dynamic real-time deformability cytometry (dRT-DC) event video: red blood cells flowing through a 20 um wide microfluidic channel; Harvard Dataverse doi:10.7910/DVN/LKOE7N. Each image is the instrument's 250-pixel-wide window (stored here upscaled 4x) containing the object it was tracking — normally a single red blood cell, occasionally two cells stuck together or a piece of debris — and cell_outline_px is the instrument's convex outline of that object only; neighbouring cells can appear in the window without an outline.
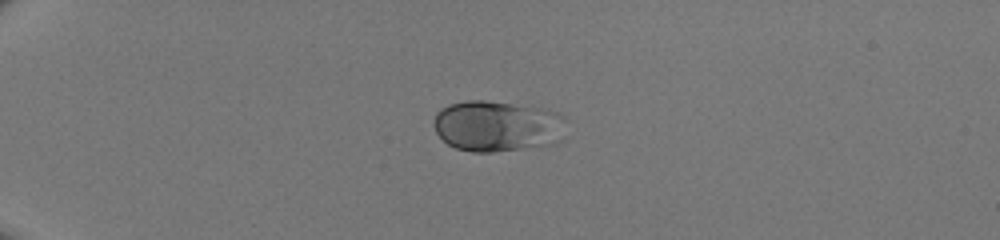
{"species": "human", "species_latin": "Homo sapiens", "temperature_condition": "room temperature", "stored_images_in_passage": 36, "camera_frame_rate_fps": 3000, "um_per_image_px": 0.085, "donor": {"sex": "male"}, "frame": {"image": 1, "passage_image": 1, "time_ms": 0.0, "image_size_px": [1000, 240], "cell_outline_px": [[564, 140], [556, 144], [492, 152], [472, 152], [456, 148], [448, 144], [436, 132], [432, 124], [432, 120], [436, 112], [440, 108], [448, 104], [468, 100], [484, 100], [544, 108], [560, 112]], "centroid_in_image_um": [42.24, 10.71], "position_along_channel_um": 42.8, "area_um2": 39.65}}
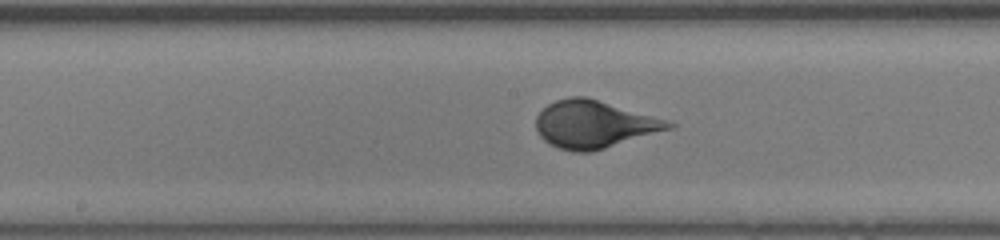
{"frame": {"image": 2, "passage_image": 16, "time_ms": 5.0, "image_size_px": [1000, 240], "cell_outline_px": [[676, 124], [672, 128], [592, 152], [572, 152], [548, 144], [540, 136], [536, 128], [536, 116], [548, 104], [556, 100], [568, 96], [584, 96], [652, 116]], "centroid_in_image_um": [50.43, 10.58], "position_along_channel_um": 197.8, "area_um2": 36.18}}
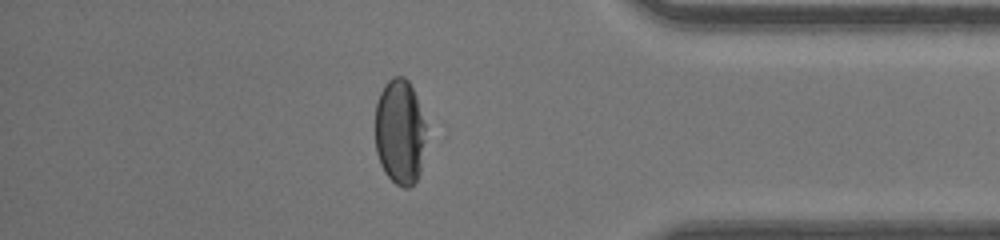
{"frame": {"image": 3, "passage_image": 31, "time_ms": 10.0, "image_size_px": [1000, 240], "cell_outline_px": [[424, 140], [420, 172], [416, 180], [408, 188], [404, 188], [396, 184], [384, 172], [380, 164], [376, 152], [376, 104], [380, 92], [384, 84], [392, 76], [404, 76], [408, 80], [416, 96], [424, 124]], "centroid_in_image_um": [33.95, 11.2], "position_along_channel_um": 401.2, "area_um2": 30.98}}